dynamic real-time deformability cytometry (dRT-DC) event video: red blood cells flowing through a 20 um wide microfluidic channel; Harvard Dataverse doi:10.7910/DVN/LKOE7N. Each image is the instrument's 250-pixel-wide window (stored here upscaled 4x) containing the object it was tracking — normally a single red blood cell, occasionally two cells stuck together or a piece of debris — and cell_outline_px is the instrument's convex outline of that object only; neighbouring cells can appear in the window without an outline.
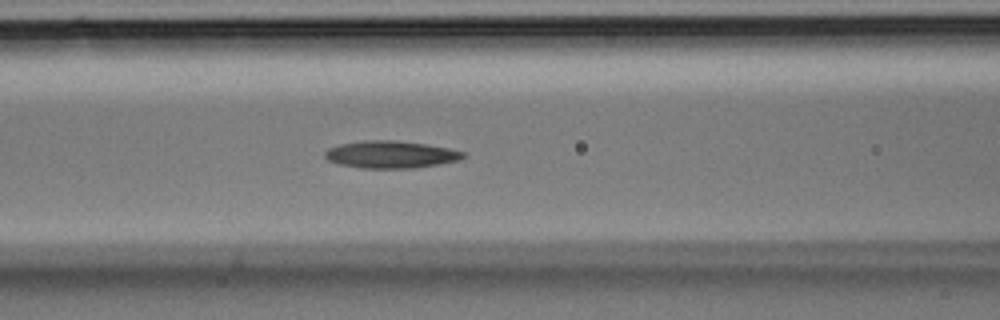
{"species": "Egyptian fruit bat (a non-hibernating species)", "species_latin": "Rousettus aegyptiacus", "temperature_condition": "room temperature", "stored_images_in_passage": 35, "camera_frame_rate_fps": 3000, "um_per_image_px": 0.085, "animal": {"sex": "male"}, "frame": {"image": 1, "passage_image": 14, "time_ms": 4.333, "image_size_px": [1000, 320], "cell_outline_px": [[468, 156], [456, 160], [436, 164], [412, 168], [364, 168], [336, 164], [328, 160], [324, 156], [324, 152], [328, 148], [340, 144], [364, 140], [396, 140], [424, 144], [448, 148], [464, 152]], "centroid_in_image_um": [33.16, 13.13], "position_along_channel_um": 133.4, "area_um2": 21.85}}
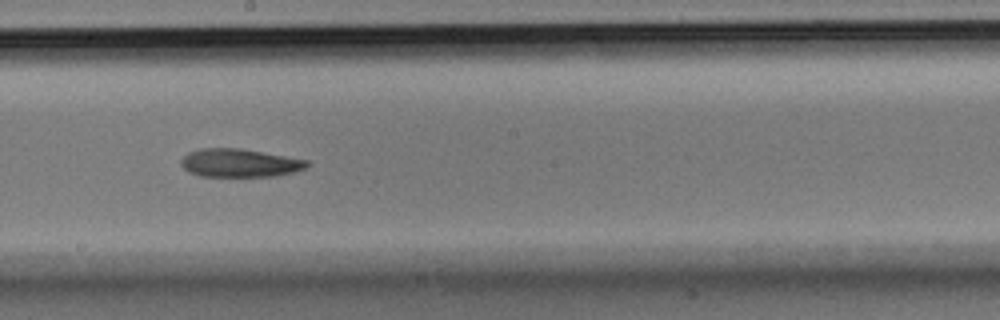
{"frame": {"image": 2, "passage_image": 19, "time_ms": 6.0, "image_size_px": [1000, 320], "cell_outline_px": [[308, 164], [304, 168], [292, 172], [276, 176], [200, 176], [188, 172], [180, 164], [180, 160], [188, 152], [200, 148], [240, 148], [308, 160]], "centroid_in_image_um": [20.31, 13.85], "position_along_channel_um": 227.9, "area_um2": 20.63}}
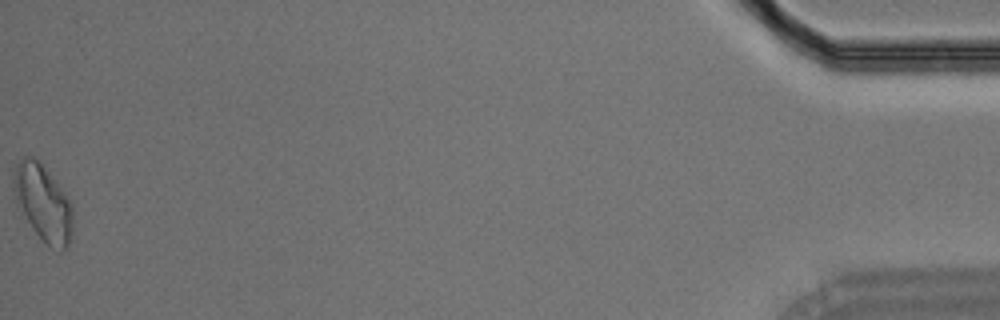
{"frame": {"image": 3, "passage_image": 35, "time_ms": 11.333, "image_size_px": [1000, 320], "cell_outline_px": [[72, 232], [68, 244], [60, 252], [48, 244], [32, 228], [16, 204], [12, 180], [12, 172], [16, 164], [24, 156], [32, 156], [40, 160], [72, 204]], "centroid_in_image_um": [3.63, 17.19], "position_along_channel_um": 431.6, "area_um2": 26.18}}